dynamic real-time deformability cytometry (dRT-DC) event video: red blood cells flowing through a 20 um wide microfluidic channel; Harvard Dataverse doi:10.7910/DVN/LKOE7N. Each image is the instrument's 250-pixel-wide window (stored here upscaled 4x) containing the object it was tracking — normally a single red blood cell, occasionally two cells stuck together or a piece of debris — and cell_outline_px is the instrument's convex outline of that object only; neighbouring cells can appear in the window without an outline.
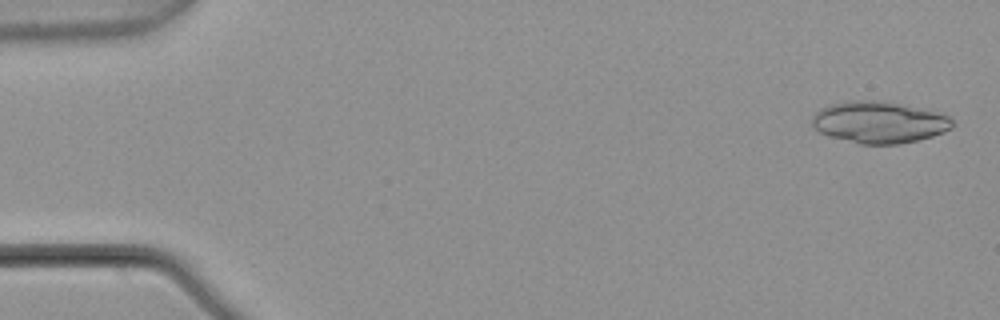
{"species": "common noctule bat (a hibernating species)", "species_latin": "Nyctalus noctula", "temperature_condition": "warm", "stored_images_in_passage": 8, "camera_frame_rate_fps": 3000, "um_per_image_px": 0.085, "animal": {"sex": "male", "body_mass_g": 21.5, "forearm_length_mm": 52.0}, "frame": {"image": 1, "passage_image": 1, "time_ms": 0.0, "image_size_px": [1000, 320], "cell_outline_px": [[952, 128], [944, 132], [932, 136], [900, 144], [860, 144], [828, 136], [812, 128], [812, 116], [820, 108], [828, 104], [848, 100], [888, 100], [944, 112], [952, 120]], "centroid_in_image_um": [74.73, 10.36], "position_along_channel_um": 10.3, "area_um2": 34.91}}